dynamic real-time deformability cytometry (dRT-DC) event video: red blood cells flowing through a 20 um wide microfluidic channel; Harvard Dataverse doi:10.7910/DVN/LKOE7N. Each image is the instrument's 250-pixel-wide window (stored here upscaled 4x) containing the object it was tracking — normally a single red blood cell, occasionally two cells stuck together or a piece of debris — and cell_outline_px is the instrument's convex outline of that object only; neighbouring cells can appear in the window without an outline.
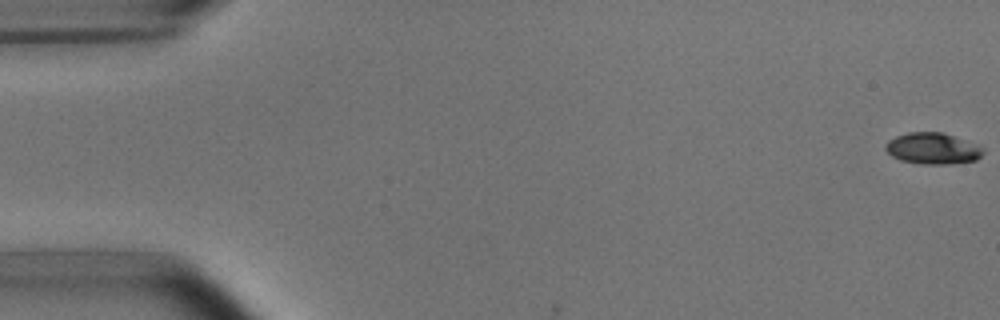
{"species": "common noctule bat (a hibernating species)", "species_latin": "Nyctalus noctula", "temperature_condition": "room temperature", "stored_images_in_passage": 6, "camera_frame_rate_fps": 3000, "um_per_image_px": 0.085, "animal": {"sex": "male", "body_mass_g": 15.6}, "frame": {"image": 1, "passage_image": 1, "time_ms": 0.0, "image_size_px": [1000, 320], "cell_outline_px": [[984, 152], [976, 160], [948, 164], [924, 164], [900, 160], [892, 156], [884, 148], [884, 144], [888, 140], [896, 136], [908, 132], [940, 132], [976, 144], [984, 148]], "centroid_in_image_um": [79.25, 12.62], "position_along_channel_um": 5.8, "area_um2": 17.69}}